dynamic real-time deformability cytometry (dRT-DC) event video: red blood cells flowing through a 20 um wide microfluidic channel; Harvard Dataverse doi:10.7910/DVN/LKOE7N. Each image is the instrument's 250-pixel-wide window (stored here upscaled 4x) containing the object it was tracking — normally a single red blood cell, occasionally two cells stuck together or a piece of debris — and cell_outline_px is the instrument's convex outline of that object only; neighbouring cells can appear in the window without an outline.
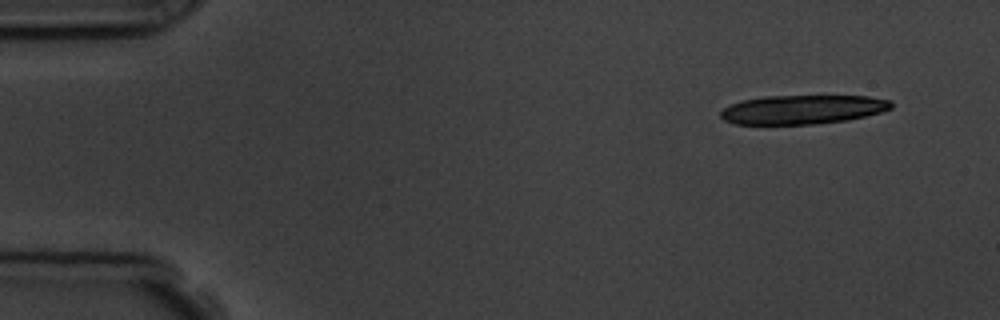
{"species": "common noctule bat (a hibernating species)", "species_latin": "Nyctalus noctula", "temperature_condition": "room temperature", "stored_images_in_passage": 5, "camera_frame_rate_fps": 3000, "um_per_image_px": 0.085, "animal": {"sex": "male", "body_mass_g": 19.5, "forearm_length_mm": 54.6}, "frame": {"image": 1, "passage_image": 1, "time_ms": 0.0, "image_size_px": [1000, 320], "cell_outline_px": [[892, 108], [880, 112], [848, 120], [812, 124], [732, 124], [724, 120], [720, 116], [720, 112], [724, 108], [732, 104], [744, 100], [764, 96], [868, 96], [892, 100]], "centroid_in_image_um": [68.22, 9.31], "position_along_channel_um": 16.8, "area_um2": 28.78}}